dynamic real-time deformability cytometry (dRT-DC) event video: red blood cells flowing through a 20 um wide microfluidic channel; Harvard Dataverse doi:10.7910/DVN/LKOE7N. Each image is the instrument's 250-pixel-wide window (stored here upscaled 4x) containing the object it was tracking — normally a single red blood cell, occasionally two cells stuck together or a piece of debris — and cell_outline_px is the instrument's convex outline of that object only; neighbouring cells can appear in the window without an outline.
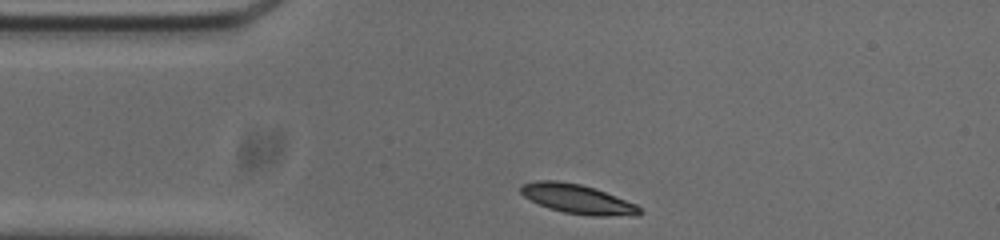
{"species": "common noctule bat (a hibernating species)", "species_latin": "Nyctalus noctula", "temperature_condition": "cold", "stored_images_in_passage": 33, "camera_frame_rate_fps": 3000, "um_per_image_px": 0.085, "animal": {"sex": "male", "body_mass_g": 20.0, "forearm_length_mm": 53.3}, "frame": {"image": 1, "passage_image": 1, "time_ms": 0.0, "image_size_px": [1000, 240], "cell_outline_px": [[644, 212], [636, 216], [592, 216], [564, 212], [548, 208], [524, 196], [520, 192], [520, 188], [524, 184], [536, 180], [556, 180], [580, 184], [604, 192], [636, 204]], "centroid_in_image_um": [49.12, 16.93], "position_along_channel_um": 35.9, "area_um2": 20.11}}
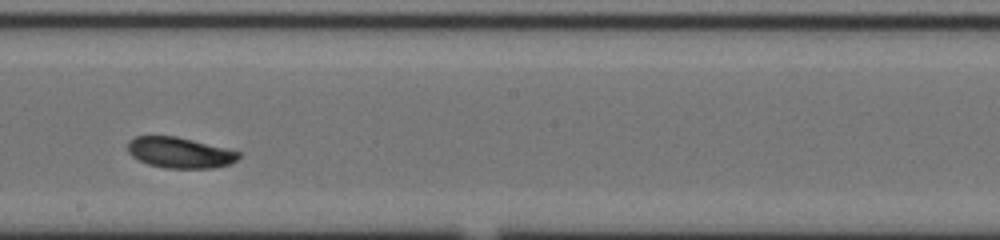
{"frame": {"image": 2, "passage_image": 19, "time_ms": 6.0, "image_size_px": [1000, 240], "cell_outline_px": [[240, 156], [236, 160], [228, 164], [212, 168], [164, 168], [148, 164], [132, 156], [128, 152], [128, 140], [136, 136], [176, 136], [240, 152]], "centroid_in_image_um": [15.24, 12.97], "position_along_channel_um": 233.0, "area_um2": 19.65}}
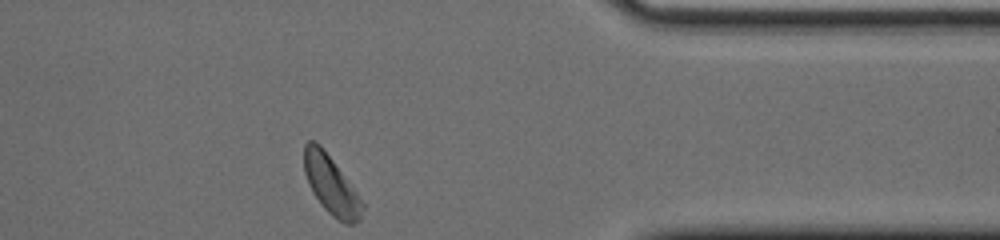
{"frame": {"image": 3, "passage_image": 33, "time_ms": 10.667, "image_size_px": [1000, 240], "cell_outline_px": [[364, 208], [360, 220], [352, 224], [344, 224], [336, 220], [324, 208], [312, 192], [308, 184], [304, 172], [304, 144], [308, 140], [316, 140], [320, 144], [356, 192], [364, 204]], "centroid_in_image_um": [28.13, 15.74], "position_along_channel_um": 383.3, "area_um2": 19.83}, "authors_computed_cell_mechanics": {"area_um2": 20.0566, "velocity_mm_per_s": 3.6979, "shape_relaxation_time_tau1_ms": 2.5459, "shape_relaxation_time_tau2_ms": null, "deformation_change_tau1": 0.1258, "deformation_change_tau2": null}}